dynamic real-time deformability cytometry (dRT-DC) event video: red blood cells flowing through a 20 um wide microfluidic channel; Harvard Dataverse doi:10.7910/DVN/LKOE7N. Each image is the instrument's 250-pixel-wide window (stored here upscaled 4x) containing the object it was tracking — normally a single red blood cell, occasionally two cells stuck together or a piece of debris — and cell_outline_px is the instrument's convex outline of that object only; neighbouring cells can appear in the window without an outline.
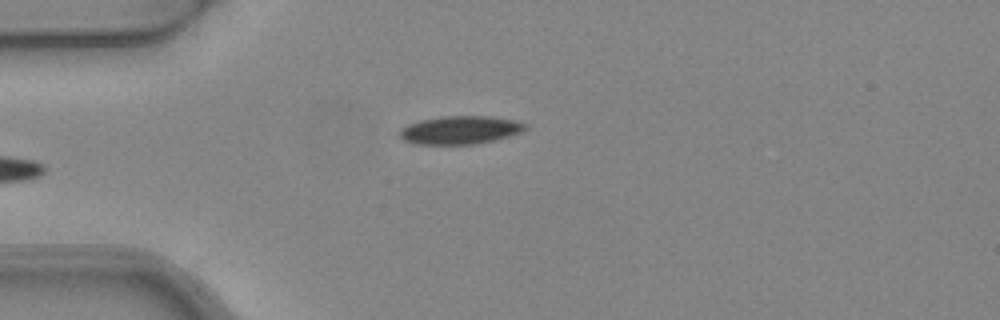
{"species": "common noctule bat (a hibernating species)", "species_latin": "Nyctalus noctula", "temperature_condition": "warm", "stored_images_in_passage": 8, "camera_frame_rate_fps": 3000, "um_per_image_px": 0.085, "animal": {"sex": "female", "body_mass_g": 24.6, "forearm_length_mm": 56.2}, "frame": {"image": 1, "passage_image": 8, "time_ms": 2.333, "image_size_px": [1000, 320], "cell_outline_px": [[528, 128], [520, 132], [508, 136], [476, 144], [416, 144], [404, 140], [400, 136], [400, 128], [408, 124], [420, 120], [444, 116], [492, 116], [516, 120], [528, 124]], "centroid_in_image_um": [39.13, 11.04], "position_along_channel_um": 45.9, "area_um2": 20.63}}